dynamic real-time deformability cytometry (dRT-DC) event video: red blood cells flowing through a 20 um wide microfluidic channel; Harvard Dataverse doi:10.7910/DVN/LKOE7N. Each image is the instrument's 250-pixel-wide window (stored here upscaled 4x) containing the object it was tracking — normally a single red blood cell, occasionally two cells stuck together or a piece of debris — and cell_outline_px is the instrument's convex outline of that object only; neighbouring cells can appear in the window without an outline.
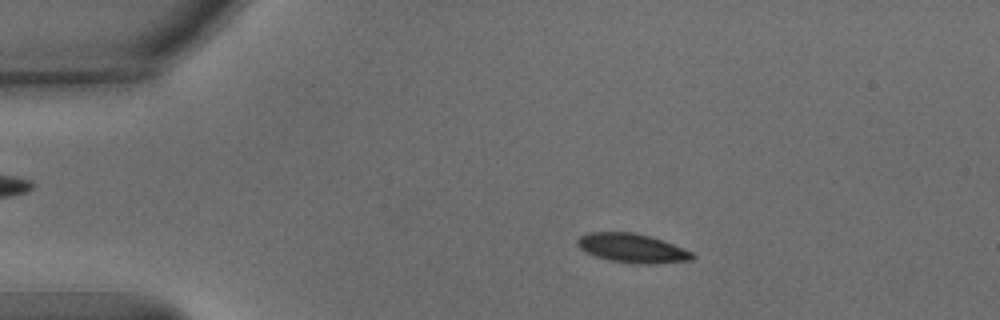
{"species": "common noctule bat (a hibernating species)", "species_latin": "Nyctalus noctula", "temperature_condition": "warm", "stored_images_in_passage": 53, "camera_frame_rate_fps": 3000, "um_per_image_px": 0.085, "animal": {"sex": "male", "body_mass_g": 15.6}, "frame": {"image": 1, "passage_image": 10, "time_ms": 3.0, "image_size_px": [1000, 320], "cell_outline_px": [[696, 256], [692, 260], [652, 264], [644, 264], [612, 260], [596, 256], [580, 248], [576, 244], [576, 240], [580, 236], [588, 232], [632, 232], [648, 236], [672, 244], [692, 252]], "centroid_in_image_um": [53.73, 21.09], "position_along_channel_um": 31.3, "area_um2": 19.07}}
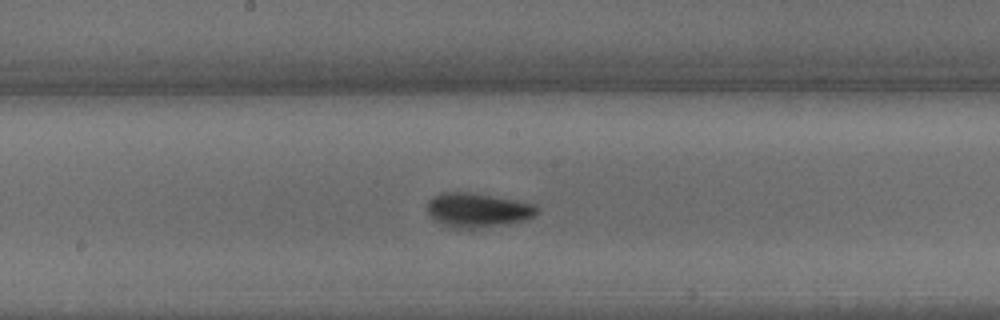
{"frame": {"image": 2, "passage_image": 28, "time_ms": 9.0, "image_size_px": [1000, 320], "cell_outline_px": [[540, 208], [532, 216], [524, 220], [504, 224], [476, 228], [452, 228], [436, 220], [428, 212], [428, 200], [432, 196], [440, 192], [468, 192], [492, 196], [536, 204]], "centroid_in_image_um": [40.58, 17.84], "position_along_channel_um": 207.6, "area_um2": 21.62}}
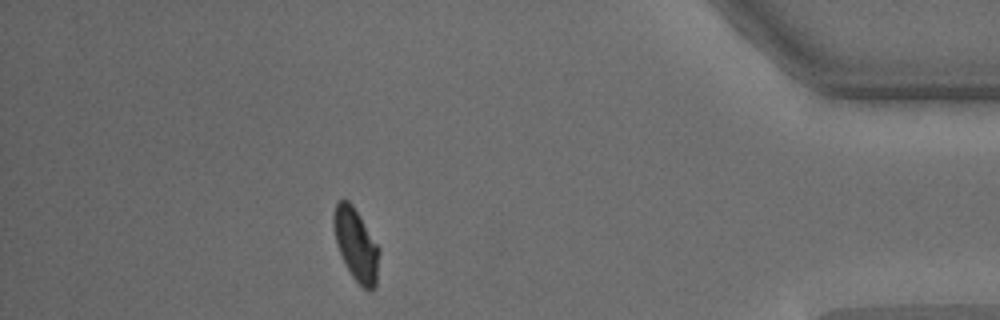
{"frame": {"image": 3, "passage_image": 47, "time_ms": 15.333, "image_size_px": [1000, 320], "cell_outline_px": [[380, 252], [376, 284], [368, 292], [352, 276], [336, 244], [332, 224], [332, 216], [336, 200], [348, 200], [352, 204], [380, 248]], "centroid_in_image_um": [30.25, 20.76], "position_along_channel_um": 404.9, "area_um2": 19.13}, "authors_computed_cell_mechanics": {"area_um2": 19.7676, "velocity_mm_per_s": 3.8186, "shape_relaxation_time_tau1_ms": 2.699, "shape_relaxation_time_tau2_ms": 1.9291, "deformation_change_tau1": 0.1237, "deformation_change_tau2": 0.0517}}